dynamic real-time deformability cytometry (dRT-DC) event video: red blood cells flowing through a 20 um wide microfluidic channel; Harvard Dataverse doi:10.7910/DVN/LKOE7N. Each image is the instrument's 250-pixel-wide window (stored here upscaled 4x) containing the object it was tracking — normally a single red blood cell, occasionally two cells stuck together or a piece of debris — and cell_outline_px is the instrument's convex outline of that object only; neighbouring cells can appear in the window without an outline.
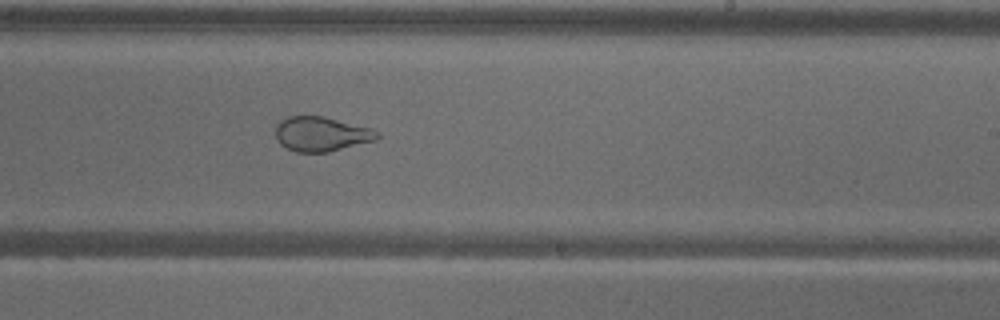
{"species": "common noctule bat (a hibernating species)", "species_latin": "Nyctalus noctula", "temperature_condition": "warm", "stored_images_in_passage": 56, "camera_frame_rate_fps": 3000, "um_per_image_px": 0.085, "animal": {"sex": "male", "body_mass_g": 18.8}, "frame": {"image": 1, "passage_image": 34, "time_ms": 11.0, "image_size_px": [1000, 320], "cell_outline_px": [[380, 136], [376, 140], [328, 152], [296, 152], [280, 144], [276, 140], [276, 124], [280, 120], [288, 116], [324, 116], [368, 128], [380, 132]], "centroid_in_image_um": [27.28, 11.39], "position_along_channel_um": 261.7, "area_um2": 20.4}}
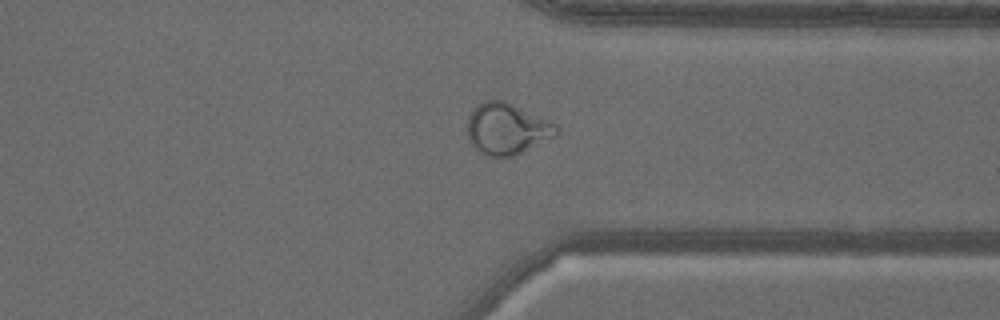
{"frame": {"image": 2, "passage_image": 43, "time_ms": 14.0, "image_size_px": [1000, 320], "cell_outline_px": [[560, 132], [556, 136], [516, 156], [484, 156], [468, 140], [468, 116], [472, 108], [476, 104], [484, 100], [504, 100], [548, 120], [556, 124], [560, 128]], "centroid_in_image_um": [43.09, 10.95], "position_along_channel_um": 368.3, "area_um2": 26.93}}
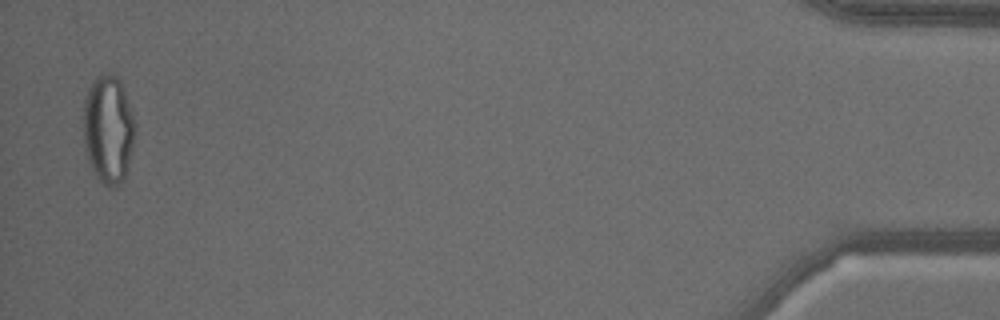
{"frame": {"image": 3, "passage_image": 55, "time_ms": 18.0, "image_size_px": [1000, 320], "cell_outline_px": [[136, 128], [124, 180], [120, 184], [112, 188], [108, 188], [96, 176], [88, 160], [84, 148], [84, 100], [88, 88], [92, 80], [96, 76], [104, 72], [112, 72], [120, 80], [136, 124]], "centroid_in_image_um": [9.19, 10.96], "position_along_channel_um": 426.0, "area_um2": 32.71}, "authors_computed_cell_mechanics": {"area_um2": 29.0445, "velocity_mm_per_s": 3.5839, "shape_relaxation_time_tau1_ms": null, "shape_relaxation_time_tau2_ms": 0.9095, "deformation_change_tau1": null, "deformation_change_tau2": 0.0813}}